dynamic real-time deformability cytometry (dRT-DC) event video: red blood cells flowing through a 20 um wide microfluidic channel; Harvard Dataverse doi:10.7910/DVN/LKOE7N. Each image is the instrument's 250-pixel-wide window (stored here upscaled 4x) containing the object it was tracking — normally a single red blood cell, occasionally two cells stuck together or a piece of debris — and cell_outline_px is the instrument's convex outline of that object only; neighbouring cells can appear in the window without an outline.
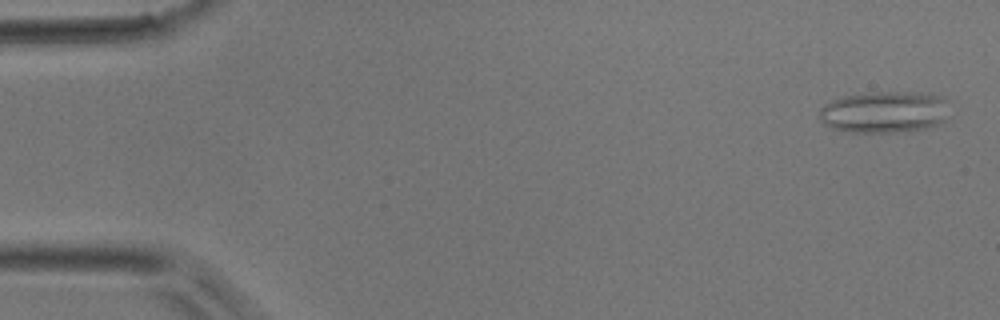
{"species": "common noctule bat (a hibernating species)", "species_latin": "Nyctalus noctula", "temperature_condition": "room temperature", "stored_images_in_passage": 46, "camera_frame_rate_fps": 3000, "um_per_image_px": 0.085, "animal": {"sex": "male", "body_mass_g": 17.9}, "frame": {"image": 1, "passage_image": 1, "time_ms": 0.0, "image_size_px": [1000, 320], "cell_outline_px": [[948, 100], [944, 120], [928, 128], [912, 132], [852, 132], [832, 128], [824, 124], [820, 120], [820, 108], [824, 104], [832, 100], [844, 96], [868, 92], [928, 92], [944, 96]], "centroid_in_image_um": [75.2, 9.51], "position_along_channel_um": 9.8, "area_um2": 32.02}}
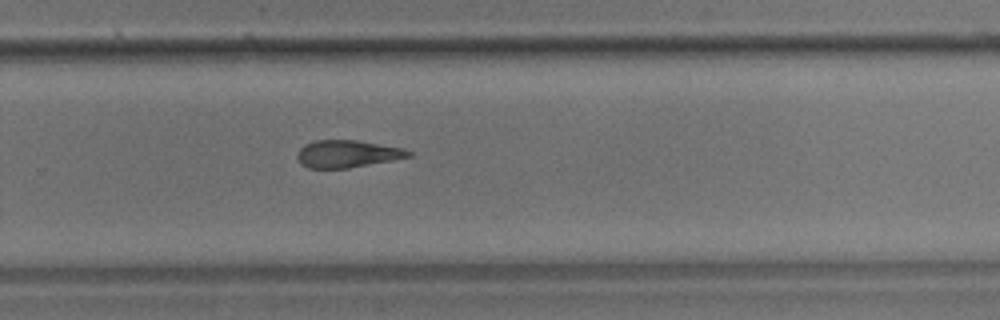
{"frame": {"image": 2, "passage_image": 30, "time_ms": 9.667, "image_size_px": [1000, 320], "cell_outline_px": [[412, 156], [392, 160], [348, 168], [308, 168], [300, 164], [296, 156], [300, 148], [304, 144], [316, 140], [356, 140], [404, 148], [412, 152]], "centroid_in_image_um": [29.5, 13.07], "position_along_channel_um": 300.3, "area_um2": 17.74}}
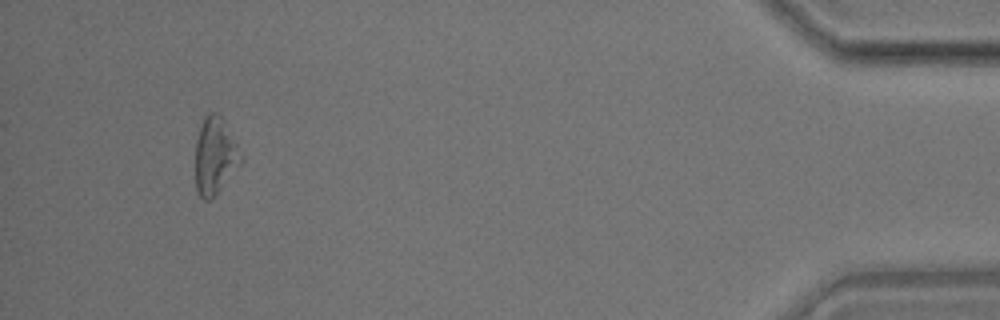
{"frame": {"image": 3, "passage_image": 43, "time_ms": 14.0, "image_size_px": [1000, 320], "cell_outline_px": [[244, 160], [220, 188], [208, 200], [204, 200], [196, 192], [196, 140], [200, 124], [204, 116], [208, 112], [216, 112], [224, 120], [244, 156]], "centroid_in_image_um": [18.28, 13.2], "position_along_channel_um": 416.9, "area_um2": 20.4}}